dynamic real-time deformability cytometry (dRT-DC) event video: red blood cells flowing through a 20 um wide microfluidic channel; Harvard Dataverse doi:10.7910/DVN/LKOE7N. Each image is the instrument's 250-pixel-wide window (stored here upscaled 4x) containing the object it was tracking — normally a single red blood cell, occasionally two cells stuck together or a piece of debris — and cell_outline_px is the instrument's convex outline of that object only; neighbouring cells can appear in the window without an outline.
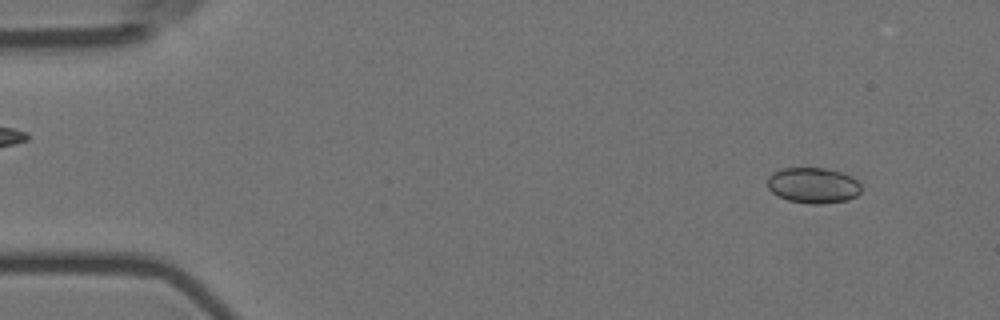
{"species": "Egyptian fruit bat (a non-hibernating species)", "species_latin": "Rousettus aegyptiacus", "temperature_condition": "room temperature", "stored_images_in_passage": 6, "camera_frame_rate_fps": 3000, "um_per_image_px": 0.085, "animal": {"sex": "female"}, "frame": {"image": 1, "passage_image": 1, "time_ms": 0.0, "image_size_px": [1000, 320], "cell_outline_px": [[860, 192], [856, 196], [848, 200], [820, 204], [808, 204], [788, 200], [776, 196], [768, 188], [768, 176], [772, 172], [784, 168], [824, 168], [840, 172], [852, 176], [860, 184]], "centroid_in_image_um": [69.1, 15.76], "position_along_channel_um": 15.9, "area_um2": 19.59}}
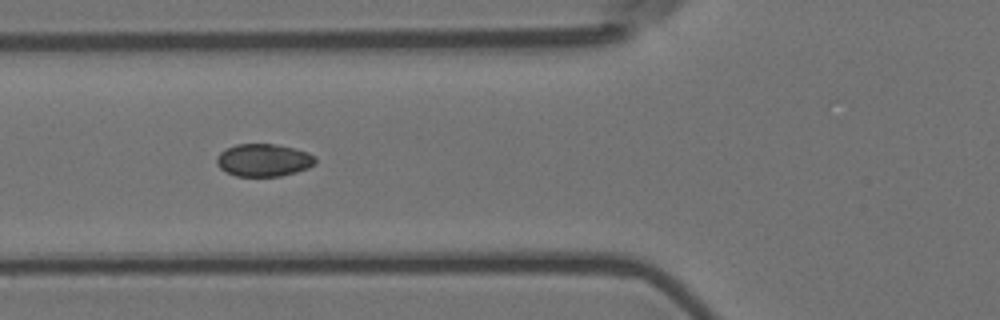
{"frame": {"image": 2, "passage_image": 5, "time_ms": 1.333, "image_size_px": [1000, 320], "cell_outline_px": [[316, 164], [308, 168], [296, 172], [280, 176], [236, 176], [224, 172], [216, 164], [216, 160], [220, 152], [236, 144], [276, 144], [308, 152], [316, 156]], "centroid_in_image_um": [22.41, 13.62], "position_along_channel_um": 103.4, "area_um2": 18.84}}
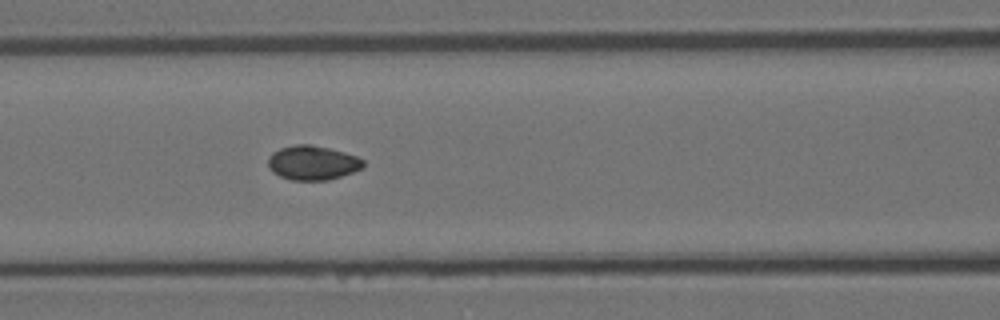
{"frame": {"image": 3, "passage_image": 6, "time_ms": 1.667, "image_size_px": [1000, 320], "cell_outline_px": [[364, 168], [328, 180], [292, 180], [280, 176], [272, 172], [268, 168], [268, 156], [272, 152], [280, 148], [296, 144], [312, 144], [344, 152], [356, 156], [364, 160]], "centroid_in_image_um": [26.55, 13.83], "position_along_channel_um": 140.1, "area_um2": 19.13}}